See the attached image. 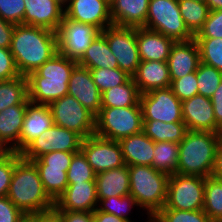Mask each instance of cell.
<instances>
[{"label":"cell","mask_w":222,"mask_h":222,"mask_svg":"<svg viewBox=\"0 0 222 222\" xmlns=\"http://www.w3.org/2000/svg\"><path fill=\"white\" fill-rule=\"evenodd\" d=\"M10 51L20 75L27 76L58 52L57 32L26 24L15 25Z\"/></svg>","instance_id":"1"},{"label":"cell","mask_w":222,"mask_h":222,"mask_svg":"<svg viewBox=\"0 0 222 222\" xmlns=\"http://www.w3.org/2000/svg\"><path fill=\"white\" fill-rule=\"evenodd\" d=\"M7 197L23 214H41L54 209V201L45 192L36 165L17 152Z\"/></svg>","instance_id":"2"},{"label":"cell","mask_w":222,"mask_h":222,"mask_svg":"<svg viewBox=\"0 0 222 222\" xmlns=\"http://www.w3.org/2000/svg\"><path fill=\"white\" fill-rule=\"evenodd\" d=\"M77 61L57 52L50 60L27 77L28 98L31 103L49 105L68 94V83Z\"/></svg>","instance_id":"3"},{"label":"cell","mask_w":222,"mask_h":222,"mask_svg":"<svg viewBox=\"0 0 222 222\" xmlns=\"http://www.w3.org/2000/svg\"><path fill=\"white\" fill-rule=\"evenodd\" d=\"M222 133L187 131L179 143L177 173L208 177L211 176L216 151Z\"/></svg>","instance_id":"4"},{"label":"cell","mask_w":222,"mask_h":222,"mask_svg":"<svg viewBox=\"0 0 222 222\" xmlns=\"http://www.w3.org/2000/svg\"><path fill=\"white\" fill-rule=\"evenodd\" d=\"M129 168L130 195L140 209L152 219L166 204L169 175L152 166L131 165Z\"/></svg>","instance_id":"5"},{"label":"cell","mask_w":222,"mask_h":222,"mask_svg":"<svg viewBox=\"0 0 222 222\" xmlns=\"http://www.w3.org/2000/svg\"><path fill=\"white\" fill-rule=\"evenodd\" d=\"M143 131L141 106L101 107L95 117L94 135L119 141Z\"/></svg>","instance_id":"6"},{"label":"cell","mask_w":222,"mask_h":222,"mask_svg":"<svg viewBox=\"0 0 222 222\" xmlns=\"http://www.w3.org/2000/svg\"><path fill=\"white\" fill-rule=\"evenodd\" d=\"M144 28L177 41H188L194 36L187 29L180 14L178 0H149Z\"/></svg>","instance_id":"7"},{"label":"cell","mask_w":222,"mask_h":222,"mask_svg":"<svg viewBox=\"0 0 222 222\" xmlns=\"http://www.w3.org/2000/svg\"><path fill=\"white\" fill-rule=\"evenodd\" d=\"M205 177L169 175L167 199L162 209L200 210L204 205Z\"/></svg>","instance_id":"8"},{"label":"cell","mask_w":222,"mask_h":222,"mask_svg":"<svg viewBox=\"0 0 222 222\" xmlns=\"http://www.w3.org/2000/svg\"><path fill=\"white\" fill-rule=\"evenodd\" d=\"M83 137L75 131L52 125L32 140L21 152L23 159L32 161L53 151L77 153L81 151Z\"/></svg>","instance_id":"9"},{"label":"cell","mask_w":222,"mask_h":222,"mask_svg":"<svg viewBox=\"0 0 222 222\" xmlns=\"http://www.w3.org/2000/svg\"><path fill=\"white\" fill-rule=\"evenodd\" d=\"M48 106L54 125L75 131L83 138L94 135L96 116L73 96L67 94Z\"/></svg>","instance_id":"10"},{"label":"cell","mask_w":222,"mask_h":222,"mask_svg":"<svg viewBox=\"0 0 222 222\" xmlns=\"http://www.w3.org/2000/svg\"><path fill=\"white\" fill-rule=\"evenodd\" d=\"M101 34L116 57L119 69L132 77L140 64L136 27L112 25L101 31Z\"/></svg>","instance_id":"11"},{"label":"cell","mask_w":222,"mask_h":222,"mask_svg":"<svg viewBox=\"0 0 222 222\" xmlns=\"http://www.w3.org/2000/svg\"><path fill=\"white\" fill-rule=\"evenodd\" d=\"M140 106L143 120H158L166 123L183 122L182 102L170 87L141 94Z\"/></svg>","instance_id":"12"},{"label":"cell","mask_w":222,"mask_h":222,"mask_svg":"<svg viewBox=\"0 0 222 222\" xmlns=\"http://www.w3.org/2000/svg\"><path fill=\"white\" fill-rule=\"evenodd\" d=\"M101 31L91 25L63 17L58 36V52L78 61Z\"/></svg>","instance_id":"13"},{"label":"cell","mask_w":222,"mask_h":222,"mask_svg":"<svg viewBox=\"0 0 222 222\" xmlns=\"http://www.w3.org/2000/svg\"><path fill=\"white\" fill-rule=\"evenodd\" d=\"M81 151L96 174L126 165L118 141L92 135L83 139Z\"/></svg>","instance_id":"14"},{"label":"cell","mask_w":222,"mask_h":222,"mask_svg":"<svg viewBox=\"0 0 222 222\" xmlns=\"http://www.w3.org/2000/svg\"><path fill=\"white\" fill-rule=\"evenodd\" d=\"M64 17L91 25L100 31L113 25L110 4L105 0H69L64 6Z\"/></svg>","instance_id":"15"},{"label":"cell","mask_w":222,"mask_h":222,"mask_svg":"<svg viewBox=\"0 0 222 222\" xmlns=\"http://www.w3.org/2000/svg\"><path fill=\"white\" fill-rule=\"evenodd\" d=\"M98 206L96 181L68 183L53 210L93 212Z\"/></svg>","instance_id":"16"},{"label":"cell","mask_w":222,"mask_h":222,"mask_svg":"<svg viewBox=\"0 0 222 222\" xmlns=\"http://www.w3.org/2000/svg\"><path fill=\"white\" fill-rule=\"evenodd\" d=\"M182 119L189 131L216 133V120L210 98L195 95L182 102Z\"/></svg>","instance_id":"17"},{"label":"cell","mask_w":222,"mask_h":222,"mask_svg":"<svg viewBox=\"0 0 222 222\" xmlns=\"http://www.w3.org/2000/svg\"><path fill=\"white\" fill-rule=\"evenodd\" d=\"M24 24L57 32L64 17V6L57 0H24Z\"/></svg>","instance_id":"18"},{"label":"cell","mask_w":222,"mask_h":222,"mask_svg":"<svg viewBox=\"0 0 222 222\" xmlns=\"http://www.w3.org/2000/svg\"><path fill=\"white\" fill-rule=\"evenodd\" d=\"M68 95L76 98L95 116L101 110V92L93 82L90 69L77 65L70 76Z\"/></svg>","instance_id":"19"},{"label":"cell","mask_w":222,"mask_h":222,"mask_svg":"<svg viewBox=\"0 0 222 222\" xmlns=\"http://www.w3.org/2000/svg\"><path fill=\"white\" fill-rule=\"evenodd\" d=\"M200 62L199 47L194 38L175 42L167 60L171 80L196 72Z\"/></svg>","instance_id":"20"},{"label":"cell","mask_w":222,"mask_h":222,"mask_svg":"<svg viewBox=\"0 0 222 222\" xmlns=\"http://www.w3.org/2000/svg\"><path fill=\"white\" fill-rule=\"evenodd\" d=\"M29 103L27 98L22 104L0 112V144L8 151L20 153V133Z\"/></svg>","instance_id":"21"},{"label":"cell","mask_w":222,"mask_h":222,"mask_svg":"<svg viewBox=\"0 0 222 222\" xmlns=\"http://www.w3.org/2000/svg\"><path fill=\"white\" fill-rule=\"evenodd\" d=\"M140 61H167L175 41L144 27H136Z\"/></svg>","instance_id":"22"},{"label":"cell","mask_w":222,"mask_h":222,"mask_svg":"<svg viewBox=\"0 0 222 222\" xmlns=\"http://www.w3.org/2000/svg\"><path fill=\"white\" fill-rule=\"evenodd\" d=\"M132 78L141 94L171 85L167 61H140Z\"/></svg>","instance_id":"23"},{"label":"cell","mask_w":222,"mask_h":222,"mask_svg":"<svg viewBox=\"0 0 222 222\" xmlns=\"http://www.w3.org/2000/svg\"><path fill=\"white\" fill-rule=\"evenodd\" d=\"M48 105L29 103L20 133V152L35 138L53 125Z\"/></svg>","instance_id":"24"},{"label":"cell","mask_w":222,"mask_h":222,"mask_svg":"<svg viewBox=\"0 0 222 222\" xmlns=\"http://www.w3.org/2000/svg\"><path fill=\"white\" fill-rule=\"evenodd\" d=\"M149 0H114L110 4L113 25L143 27L146 22Z\"/></svg>","instance_id":"25"},{"label":"cell","mask_w":222,"mask_h":222,"mask_svg":"<svg viewBox=\"0 0 222 222\" xmlns=\"http://www.w3.org/2000/svg\"><path fill=\"white\" fill-rule=\"evenodd\" d=\"M124 161L126 165L152 166L154 141L142 131L120 139Z\"/></svg>","instance_id":"26"},{"label":"cell","mask_w":222,"mask_h":222,"mask_svg":"<svg viewBox=\"0 0 222 222\" xmlns=\"http://www.w3.org/2000/svg\"><path fill=\"white\" fill-rule=\"evenodd\" d=\"M129 168L124 165L119 168L96 174V189L98 199L126 196L130 194Z\"/></svg>","instance_id":"27"},{"label":"cell","mask_w":222,"mask_h":222,"mask_svg":"<svg viewBox=\"0 0 222 222\" xmlns=\"http://www.w3.org/2000/svg\"><path fill=\"white\" fill-rule=\"evenodd\" d=\"M79 66L88 69L119 68L116 57L111 52L106 38L100 33L77 61Z\"/></svg>","instance_id":"28"},{"label":"cell","mask_w":222,"mask_h":222,"mask_svg":"<svg viewBox=\"0 0 222 222\" xmlns=\"http://www.w3.org/2000/svg\"><path fill=\"white\" fill-rule=\"evenodd\" d=\"M141 93L131 77L126 83L101 93V107L140 106Z\"/></svg>","instance_id":"29"},{"label":"cell","mask_w":222,"mask_h":222,"mask_svg":"<svg viewBox=\"0 0 222 222\" xmlns=\"http://www.w3.org/2000/svg\"><path fill=\"white\" fill-rule=\"evenodd\" d=\"M187 131L184 122L166 123L158 120H143V132L154 142L168 141L179 144Z\"/></svg>","instance_id":"30"},{"label":"cell","mask_w":222,"mask_h":222,"mask_svg":"<svg viewBox=\"0 0 222 222\" xmlns=\"http://www.w3.org/2000/svg\"><path fill=\"white\" fill-rule=\"evenodd\" d=\"M36 165L45 192L55 202L68 186L64 168L48 167L40 158L32 160Z\"/></svg>","instance_id":"31"},{"label":"cell","mask_w":222,"mask_h":222,"mask_svg":"<svg viewBox=\"0 0 222 222\" xmlns=\"http://www.w3.org/2000/svg\"><path fill=\"white\" fill-rule=\"evenodd\" d=\"M178 7L187 29L196 36L208 18L209 6L205 1L178 0Z\"/></svg>","instance_id":"32"},{"label":"cell","mask_w":222,"mask_h":222,"mask_svg":"<svg viewBox=\"0 0 222 222\" xmlns=\"http://www.w3.org/2000/svg\"><path fill=\"white\" fill-rule=\"evenodd\" d=\"M28 98L27 77L0 81V112L7 107L22 104Z\"/></svg>","instance_id":"33"},{"label":"cell","mask_w":222,"mask_h":222,"mask_svg":"<svg viewBox=\"0 0 222 222\" xmlns=\"http://www.w3.org/2000/svg\"><path fill=\"white\" fill-rule=\"evenodd\" d=\"M152 167L168 175L177 173L179 144L174 142H154Z\"/></svg>","instance_id":"34"},{"label":"cell","mask_w":222,"mask_h":222,"mask_svg":"<svg viewBox=\"0 0 222 222\" xmlns=\"http://www.w3.org/2000/svg\"><path fill=\"white\" fill-rule=\"evenodd\" d=\"M203 211L213 222L222 218V180L205 177Z\"/></svg>","instance_id":"35"},{"label":"cell","mask_w":222,"mask_h":222,"mask_svg":"<svg viewBox=\"0 0 222 222\" xmlns=\"http://www.w3.org/2000/svg\"><path fill=\"white\" fill-rule=\"evenodd\" d=\"M198 94L211 98L222 81V72L200 62L196 70Z\"/></svg>","instance_id":"36"},{"label":"cell","mask_w":222,"mask_h":222,"mask_svg":"<svg viewBox=\"0 0 222 222\" xmlns=\"http://www.w3.org/2000/svg\"><path fill=\"white\" fill-rule=\"evenodd\" d=\"M199 47L202 63L222 72V38H194Z\"/></svg>","instance_id":"37"},{"label":"cell","mask_w":222,"mask_h":222,"mask_svg":"<svg viewBox=\"0 0 222 222\" xmlns=\"http://www.w3.org/2000/svg\"><path fill=\"white\" fill-rule=\"evenodd\" d=\"M133 206L139 207L137 201L129 194L126 196L110 197L107 199H98L97 209L102 212L114 214L130 222H134L128 216Z\"/></svg>","instance_id":"38"},{"label":"cell","mask_w":222,"mask_h":222,"mask_svg":"<svg viewBox=\"0 0 222 222\" xmlns=\"http://www.w3.org/2000/svg\"><path fill=\"white\" fill-rule=\"evenodd\" d=\"M93 82L97 85L100 92H104L112 87L126 83L131 76L119 68H99L90 69Z\"/></svg>","instance_id":"39"},{"label":"cell","mask_w":222,"mask_h":222,"mask_svg":"<svg viewBox=\"0 0 222 222\" xmlns=\"http://www.w3.org/2000/svg\"><path fill=\"white\" fill-rule=\"evenodd\" d=\"M153 222H213L203 211L161 209L152 219Z\"/></svg>","instance_id":"40"},{"label":"cell","mask_w":222,"mask_h":222,"mask_svg":"<svg viewBox=\"0 0 222 222\" xmlns=\"http://www.w3.org/2000/svg\"><path fill=\"white\" fill-rule=\"evenodd\" d=\"M96 173L89 165L82 151L75 153L72 157L70 167L67 170L68 183H80L84 181H95Z\"/></svg>","instance_id":"41"},{"label":"cell","mask_w":222,"mask_h":222,"mask_svg":"<svg viewBox=\"0 0 222 222\" xmlns=\"http://www.w3.org/2000/svg\"><path fill=\"white\" fill-rule=\"evenodd\" d=\"M170 88L181 102L198 94L196 72L189 73L182 78L171 80Z\"/></svg>","instance_id":"42"},{"label":"cell","mask_w":222,"mask_h":222,"mask_svg":"<svg viewBox=\"0 0 222 222\" xmlns=\"http://www.w3.org/2000/svg\"><path fill=\"white\" fill-rule=\"evenodd\" d=\"M24 0H0V17L15 25L24 24Z\"/></svg>","instance_id":"43"},{"label":"cell","mask_w":222,"mask_h":222,"mask_svg":"<svg viewBox=\"0 0 222 222\" xmlns=\"http://www.w3.org/2000/svg\"><path fill=\"white\" fill-rule=\"evenodd\" d=\"M194 38H222V9L212 10Z\"/></svg>","instance_id":"44"},{"label":"cell","mask_w":222,"mask_h":222,"mask_svg":"<svg viewBox=\"0 0 222 222\" xmlns=\"http://www.w3.org/2000/svg\"><path fill=\"white\" fill-rule=\"evenodd\" d=\"M15 166V152L8 151L0 158V197L7 196Z\"/></svg>","instance_id":"45"},{"label":"cell","mask_w":222,"mask_h":222,"mask_svg":"<svg viewBox=\"0 0 222 222\" xmlns=\"http://www.w3.org/2000/svg\"><path fill=\"white\" fill-rule=\"evenodd\" d=\"M20 76L10 48L0 47V81Z\"/></svg>","instance_id":"46"},{"label":"cell","mask_w":222,"mask_h":222,"mask_svg":"<svg viewBox=\"0 0 222 222\" xmlns=\"http://www.w3.org/2000/svg\"><path fill=\"white\" fill-rule=\"evenodd\" d=\"M74 154L75 153L63 151H53L51 153L42 155L40 159L48 167L64 168V171L67 172Z\"/></svg>","instance_id":"47"},{"label":"cell","mask_w":222,"mask_h":222,"mask_svg":"<svg viewBox=\"0 0 222 222\" xmlns=\"http://www.w3.org/2000/svg\"><path fill=\"white\" fill-rule=\"evenodd\" d=\"M23 213L7 196L0 197V222H18Z\"/></svg>","instance_id":"48"},{"label":"cell","mask_w":222,"mask_h":222,"mask_svg":"<svg viewBox=\"0 0 222 222\" xmlns=\"http://www.w3.org/2000/svg\"><path fill=\"white\" fill-rule=\"evenodd\" d=\"M62 222H94L93 212L53 210Z\"/></svg>","instance_id":"49"},{"label":"cell","mask_w":222,"mask_h":222,"mask_svg":"<svg viewBox=\"0 0 222 222\" xmlns=\"http://www.w3.org/2000/svg\"><path fill=\"white\" fill-rule=\"evenodd\" d=\"M210 99L216 120V133H222V81Z\"/></svg>","instance_id":"50"},{"label":"cell","mask_w":222,"mask_h":222,"mask_svg":"<svg viewBox=\"0 0 222 222\" xmlns=\"http://www.w3.org/2000/svg\"><path fill=\"white\" fill-rule=\"evenodd\" d=\"M15 24L0 17V47L10 48Z\"/></svg>","instance_id":"51"},{"label":"cell","mask_w":222,"mask_h":222,"mask_svg":"<svg viewBox=\"0 0 222 222\" xmlns=\"http://www.w3.org/2000/svg\"><path fill=\"white\" fill-rule=\"evenodd\" d=\"M94 222H130L114 214L99 211L97 208L93 211Z\"/></svg>","instance_id":"52"},{"label":"cell","mask_w":222,"mask_h":222,"mask_svg":"<svg viewBox=\"0 0 222 222\" xmlns=\"http://www.w3.org/2000/svg\"><path fill=\"white\" fill-rule=\"evenodd\" d=\"M211 176L222 180V140L217 147L214 168Z\"/></svg>","instance_id":"53"},{"label":"cell","mask_w":222,"mask_h":222,"mask_svg":"<svg viewBox=\"0 0 222 222\" xmlns=\"http://www.w3.org/2000/svg\"><path fill=\"white\" fill-rule=\"evenodd\" d=\"M18 222H42V213L23 214V216L18 220Z\"/></svg>","instance_id":"54"},{"label":"cell","mask_w":222,"mask_h":222,"mask_svg":"<svg viewBox=\"0 0 222 222\" xmlns=\"http://www.w3.org/2000/svg\"><path fill=\"white\" fill-rule=\"evenodd\" d=\"M42 222H62L61 218L52 210L47 213H42Z\"/></svg>","instance_id":"55"},{"label":"cell","mask_w":222,"mask_h":222,"mask_svg":"<svg viewBox=\"0 0 222 222\" xmlns=\"http://www.w3.org/2000/svg\"><path fill=\"white\" fill-rule=\"evenodd\" d=\"M205 2L209 6L210 11L222 9V0H206Z\"/></svg>","instance_id":"56"},{"label":"cell","mask_w":222,"mask_h":222,"mask_svg":"<svg viewBox=\"0 0 222 222\" xmlns=\"http://www.w3.org/2000/svg\"><path fill=\"white\" fill-rule=\"evenodd\" d=\"M8 150H6L1 144H0V158L3 157Z\"/></svg>","instance_id":"57"},{"label":"cell","mask_w":222,"mask_h":222,"mask_svg":"<svg viewBox=\"0 0 222 222\" xmlns=\"http://www.w3.org/2000/svg\"><path fill=\"white\" fill-rule=\"evenodd\" d=\"M61 5L65 6L69 0H57Z\"/></svg>","instance_id":"58"},{"label":"cell","mask_w":222,"mask_h":222,"mask_svg":"<svg viewBox=\"0 0 222 222\" xmlns=\"http://www.w3.org/2000/svg\"><path fill=\"white\" fill-rule=\"evenodd\" d=\"M108 4H111L114 0H105Z\"/></svg>","instance_id":"59"}]
</instances>
